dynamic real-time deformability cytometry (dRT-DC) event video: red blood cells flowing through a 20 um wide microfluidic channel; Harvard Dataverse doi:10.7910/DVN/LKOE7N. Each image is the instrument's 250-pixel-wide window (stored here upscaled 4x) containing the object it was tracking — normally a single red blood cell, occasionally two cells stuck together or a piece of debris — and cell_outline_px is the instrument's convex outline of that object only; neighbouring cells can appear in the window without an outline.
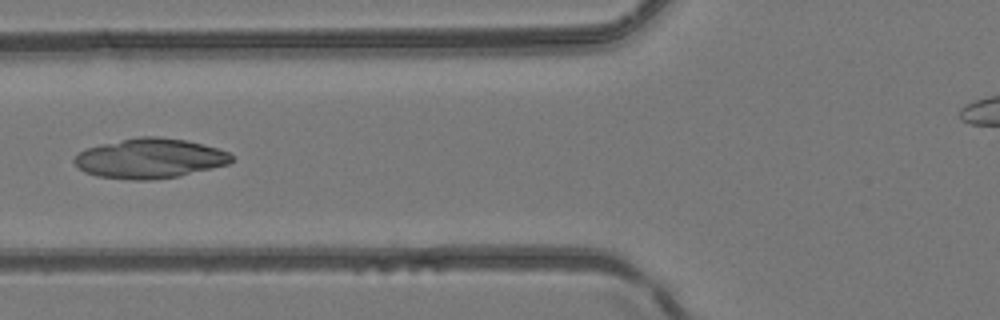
{"species": "common noctule bat (a hibernating species)", "species_latin": "Nyctalus noctula", "temperature_condition": "room temperature", "stored_images_in_passage": 7, "camera_frame_rate_fps": 3000, "um_per_image_px": 0.085, "animal": {"sex": "female", "body_mass_g": 24.6, "forearm_length_mm": 56.2}, "frame": {"image": 1, "passage_image": 6, "time_ms": 5.667, "image_size_px": [1000, 320], "cell_outline_px": [[236, 156], [228, 164], [212, 168], [176, 176], [152, 180], [132, 180], [96, 176], [84, 172], [72, 160], [84, 148], [100, 144], [140, 136], [156, 136], [188, 140], [204, 144], [228, 152]], "centroid_in_image_um": [12.73, 13.45], "position_along_channel_um": 113.1, "area_um2": 36.53}}
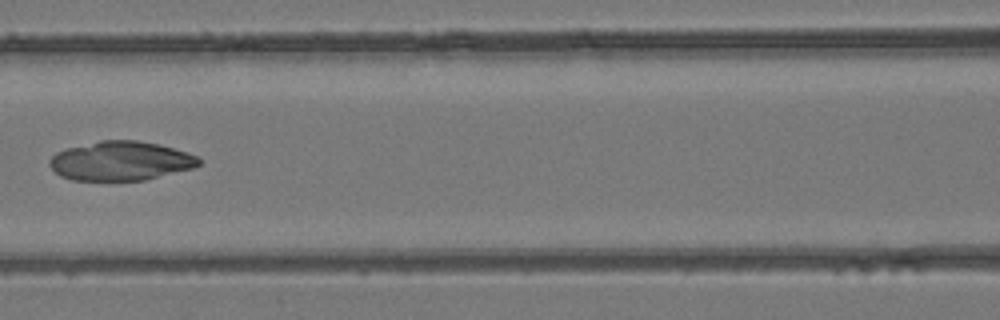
{"frame": {"image": 2, "passage_image": 7, "time_ms": 6.667, "image_size_px": [1000, 320], "cell_outline_px": [[200, 164], [192, 168], [144, 180], [72, 180], [60, 176], [48, 164], [48, 160], [56, 152], [68, 148], [100, 140], [136, 140], [160, 144], [196, 156], [200, 160]], "centroid_in_image_um": [10.21, 13.68], "position_along_channel_um": 156.4, "area_um2": 33.81}}